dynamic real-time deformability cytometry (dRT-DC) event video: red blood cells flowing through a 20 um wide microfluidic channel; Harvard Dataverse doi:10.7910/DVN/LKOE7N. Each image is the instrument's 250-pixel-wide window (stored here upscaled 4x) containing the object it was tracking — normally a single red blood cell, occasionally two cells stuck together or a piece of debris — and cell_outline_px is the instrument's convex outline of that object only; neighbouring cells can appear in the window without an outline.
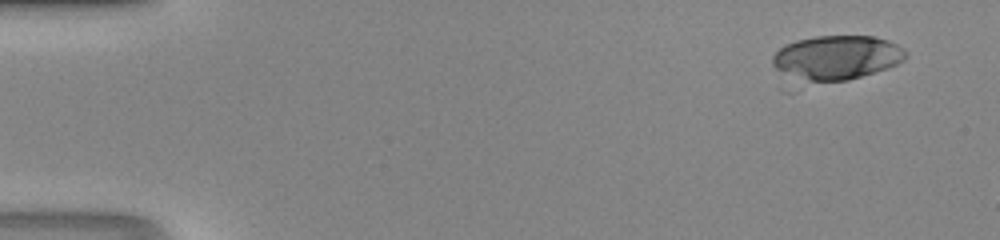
{"species": "human", "species_latin": "Homo sapiens", "temperature_condition": "room temperature", "stored_images_in_passage": 8, "camera_frame_rate_fps": 3000, "um_per_image_px": 0.085, "donor": {"sex": "male"}, "frame": {"image": 1, "passage_image": 1, "time_ms": 0.0, "image_size_px": [1000, 240], "cell_outline_px": [[908, 56], [904, 60], [888, 68], [848, 80], [808, 80], [776, 68], [772, 64], [772, 56], [784, 44], [796, 40], [816, 36], [876, 36], [888, 40], [904, 48], [908, 52]], "centroid_in_image_um": [71.2, 4.84], "position_along_channel_um": 13.8, "area_um2": 33.7}}